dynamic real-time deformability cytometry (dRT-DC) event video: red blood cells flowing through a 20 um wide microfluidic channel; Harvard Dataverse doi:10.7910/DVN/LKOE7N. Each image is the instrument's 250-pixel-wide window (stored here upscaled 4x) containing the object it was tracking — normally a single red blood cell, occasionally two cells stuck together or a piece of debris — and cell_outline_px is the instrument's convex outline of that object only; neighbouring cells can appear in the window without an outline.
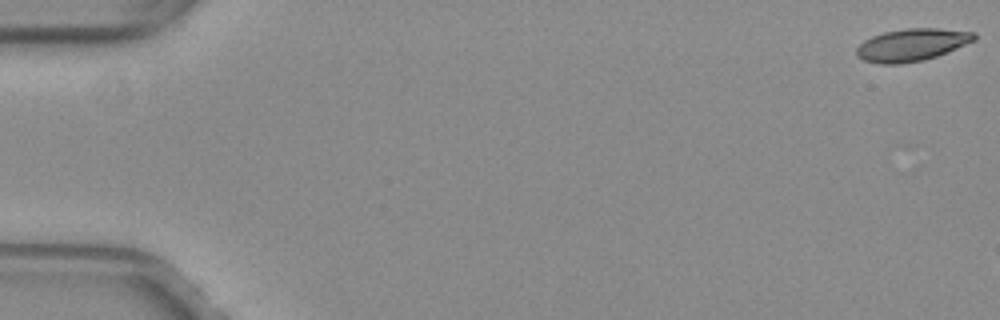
{"species": "common noctule bat (a hibernating species)", "species_latin": "Nyctalus noctula", "temperature_condition": "warm", "stored_images_in_passage": 7, "camera_frame_rate_fps": 3000, "um_per_image_px": 0.085, "animal": {"sex": "female", "body_mass_g": 29.2, "forearm_length_mm": 56.3}, "frame": {"image": 1, "passage_image": 1, "time_ms": 0.0, "image_size_px": [1000, 320], "cell_outline_px": [[976, 40], [936, 56], [924, 60], [900, 64], [880, 64], [864, 60], [856, 56], [856, 48], [864, 40], [872, 36], [884, 32], [904, 28], [936, 28], [976, 32]], "centroid_in_image_um": [77.49, 3.81], "position_along_channel_um": 7.5, "area_um2": 22.25}}